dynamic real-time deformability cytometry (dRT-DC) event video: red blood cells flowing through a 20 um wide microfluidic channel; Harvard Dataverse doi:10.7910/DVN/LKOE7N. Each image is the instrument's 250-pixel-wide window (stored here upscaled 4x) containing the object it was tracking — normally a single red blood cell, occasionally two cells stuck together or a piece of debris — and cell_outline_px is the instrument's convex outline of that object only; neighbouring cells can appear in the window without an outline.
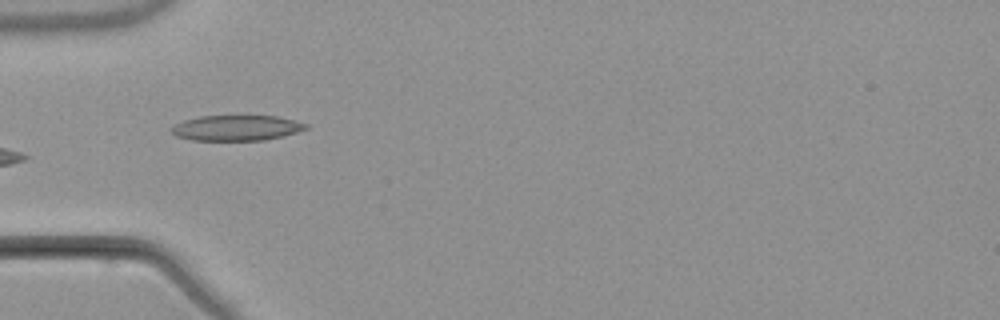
{"species": "common noctule bat (a hibernating species)", "species_latin": "Nyctalus noctula", "temperature_condition": "warm", "stored_images_in_passage": 6, "camera_frame_rate_fps": 3000, "um_per_image_px": 0.085, "animal": {"sex": "male", "body_mass_g": 21.5, "forearm_length_mm": 52.0}, "frame": {"image": 1, "passage_image": 6, "time_ms": 6.667, "image_size_px": [1000, 320], "cell_outline_px": [[308, 128], [296, 132], [264, 140], [192, 140], [176, 136], [168, 128], [184, 120], [200, 116], [276, 116], [308, 124]], "centroid_in_image_um": [20.05, 10.87], "position_along_channel_um": 64.9, "area_um2": 19.71}}